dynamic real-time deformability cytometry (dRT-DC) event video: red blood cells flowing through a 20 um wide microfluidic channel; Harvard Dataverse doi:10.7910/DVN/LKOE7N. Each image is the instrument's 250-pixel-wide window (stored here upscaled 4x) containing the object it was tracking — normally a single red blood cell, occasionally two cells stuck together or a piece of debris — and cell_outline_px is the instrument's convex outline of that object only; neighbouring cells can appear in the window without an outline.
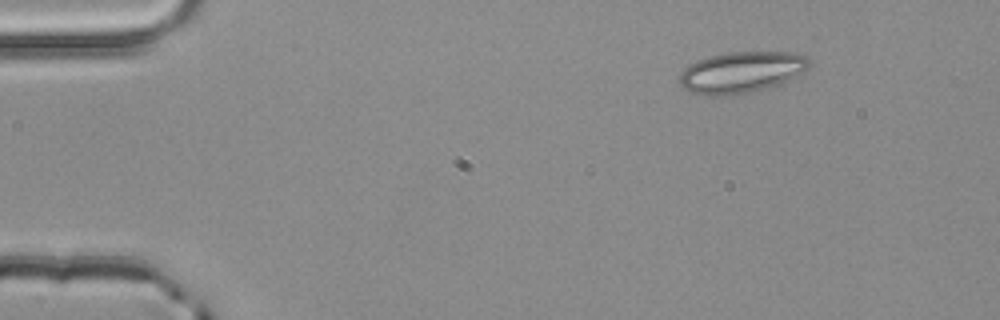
{"species": "common noctule bat (a hibernating species)", "species_latin": "Nyctalus noctula", "temperature_condition": "room temperature", "stored_images_in_passage": 3, "camera_frame_rate_fps": 3000, "um_per_image_px": 0.085, "animal": {"sex": "male", "body_mass_g": 20.4}, "frame": {"image": 1, "passage_image": 1, "time_ms": 0.0, "image_size_px": [1000, 320], "cell_outline_px": [[812, 64], [808, 68], [788, 80], [780, 84], [732, 96], [704, 96], [692, 92], [684, 88], [680, 84], [680, 72], [688, 64], [708, 56], [728, 52], [792, 52], [804, 56]], "centroid_in_image_um": [62.98, 6.14], "position_along_channel_um": 22.0, "area_um2": 31.21}}
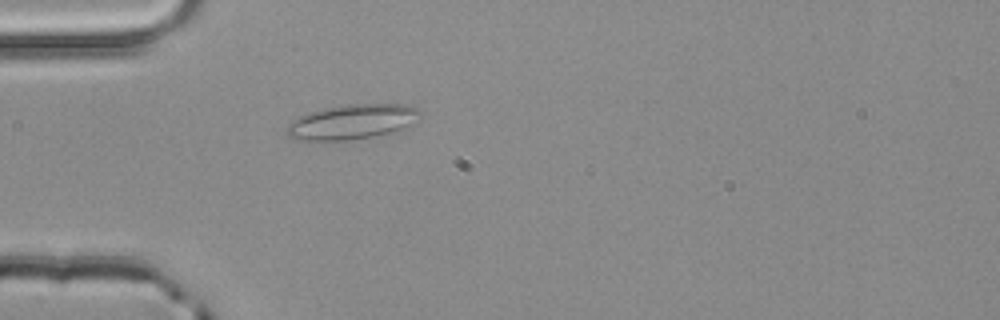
{"frame": {"image": 2, "passage_image": 3, "time_ms": 0.667, "image_size_px": [1000, 320], "cell_outline_px": [[420, 116], [408, 124], [400, 128], [388, 132], [372, 136], [348, 140], [300, 140], [288, 136], [284, 132], [288, 124], [300, 116], [308, 112], [344, 104], [404, 104], [416, 108], [420, 112]], "centroid_in_image_um": [29.85, 10.34], "position_along_channel_um": 55.2, "area_um2": 26.53}}